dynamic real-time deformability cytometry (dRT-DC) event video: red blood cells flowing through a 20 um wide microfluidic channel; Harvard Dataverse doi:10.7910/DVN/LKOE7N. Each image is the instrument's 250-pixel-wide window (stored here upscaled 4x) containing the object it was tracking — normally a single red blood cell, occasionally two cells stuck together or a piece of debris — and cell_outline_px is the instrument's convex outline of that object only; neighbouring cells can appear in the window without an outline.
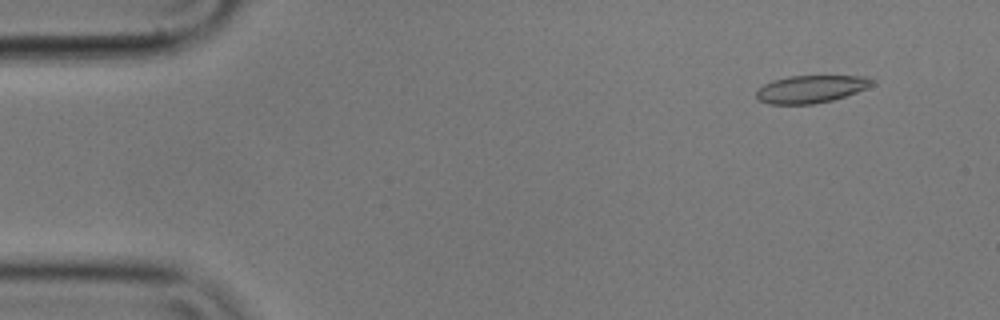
{"species": "common noctule bat (a hibernating species)", "species_latin": "Nyctalus noctula", "temperature_condition": "cold", "stored_images_in_passage": 56, "camera_frame_rate_fps": 3000, "um_per_image_px": 0.085, "animal": {"sex": "male", "body_mass_g": 17.9}, "frame": {"image": 1, "passage_image": 5, "time_ms": 1.333, "image_size_px": [1000, 320], "cell_outline_px": [[872, 84], [856, 92], [832, 100], [812, 104], [768, 104], [760, 100], [756, 96], [756, 92], [764, 84], [772, 80], [788, 76], [864, 76], [872, 80]], "centroid_in_image_um": [68.87, 7.57], "position_along_channel_um": 16.1, "area_um2": 18.26}}
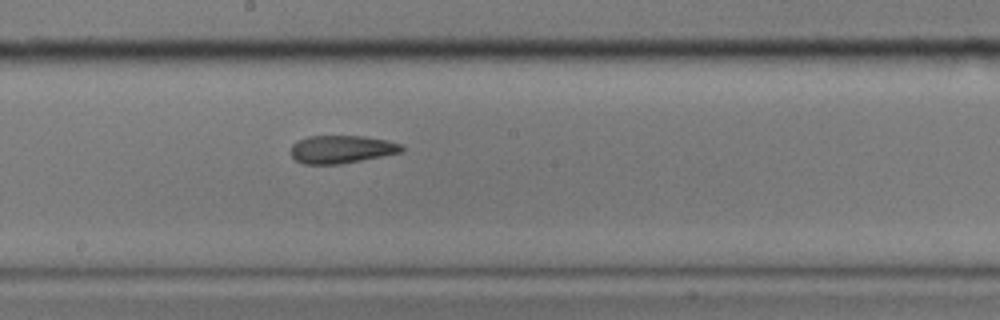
{"frame": {"image": 2, "passage_image": 30, "time_ms": 9.667, "image_size_px": [1000, 320], "cell_outline_px": [[404, 148], [400, 152], [340, 164], [304, 164], [296, 160], [292, 156], [292, 144], [296, 140], [308, 136], [364, 136], [388, 140], [400, 144]], "centroid_in_image_um": [28.99, 12.68], "position_along_channel_um": 219.2, "area_um2": 17.86}}
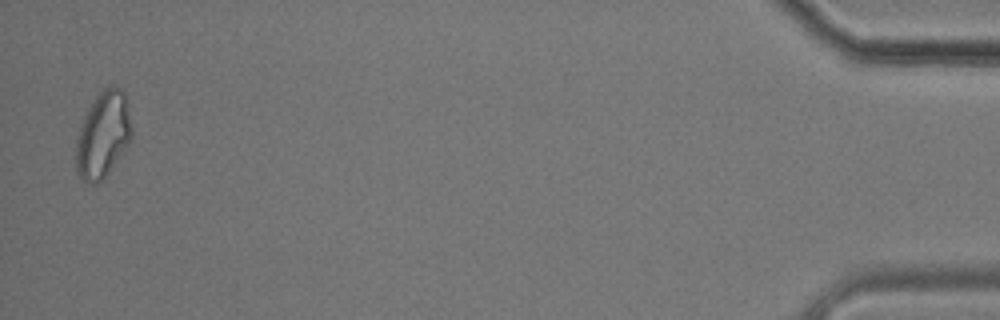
{"frame": {"image": 3, "passage_image": 55, "time_ms": 18.0, "image_size_px": [1000, 320], "cell_outline_px": [[132, 136], [128, 144], [108, 172], [96, 184], [88, 184], [76, 172], [76, 136], [84, 116], [92, 100], [104, 88], [112, 84], [120, 88], [124, 92], [128, 108], [132, 128]], "centroid_in_image_um": [8.74, 11.43], "position_along_channel_um": 426.5, "area_um2": 27.86}, "authors_computed_cell_mechanics": {"area_um2": 19.5364, "velocity_mm_per_s": 3.553, "shape_relaxation_time_tau1_ms": null, "shape_relaxation_time_tau2_ms": 3.7594, "deformation_change_tau1": null, "deformation_change_tau2": 0.1074}}